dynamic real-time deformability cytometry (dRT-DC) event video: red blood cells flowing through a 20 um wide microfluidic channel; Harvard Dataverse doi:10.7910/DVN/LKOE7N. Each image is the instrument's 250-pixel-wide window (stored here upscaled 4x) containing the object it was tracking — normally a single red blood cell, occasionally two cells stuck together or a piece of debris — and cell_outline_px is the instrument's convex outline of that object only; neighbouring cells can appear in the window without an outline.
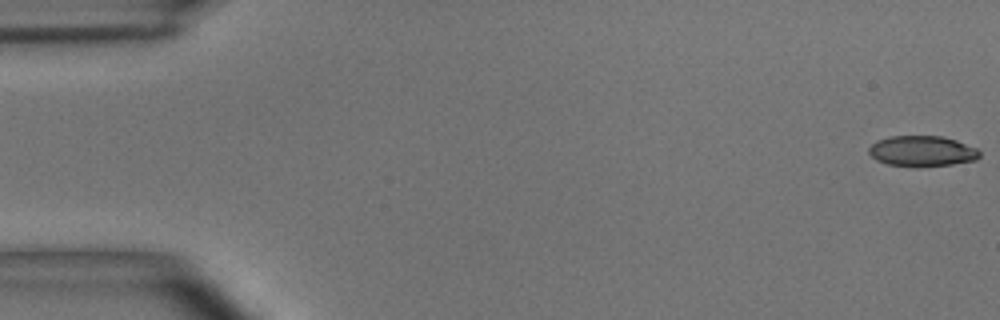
{"species": "common noctule bat (a hibernating species)", "species_latin": "Nyctalus noctula", "temperature_condition": "room temperature", "stored_images_in_passage": 9, "camera_frame_rate_fps": 3000, "um_per_image_px": 0.085, "animal": {"sex": "male", "body_mass_g": 15.6}, "frame": {"image": 1, "passage_image": 1, "time_ms": 0.0, "image_size_px": [1000, 320], "cell_outline_px": [[980, 156], [976, 160], [952, 164], [888, 164], [876, 160], [868, 152], [868, 148], [876, 140], [892, 136], [944, 136], [956, 140], [976, 148], [980, 152]], "centroid_in_image_um": [78.38, 12.8], "position_along_channel_um": 6.6, "area_um2": 19.07}}